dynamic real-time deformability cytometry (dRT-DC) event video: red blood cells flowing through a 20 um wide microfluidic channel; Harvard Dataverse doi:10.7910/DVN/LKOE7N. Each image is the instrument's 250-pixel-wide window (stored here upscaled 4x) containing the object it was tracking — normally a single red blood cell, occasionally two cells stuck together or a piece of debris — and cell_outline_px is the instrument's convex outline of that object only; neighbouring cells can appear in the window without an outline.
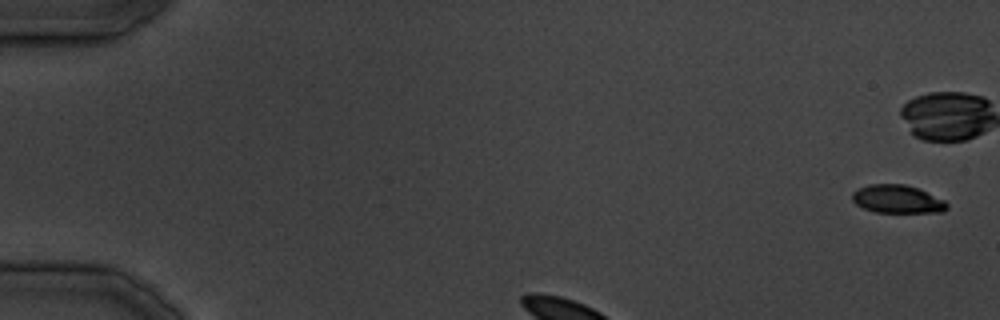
{"species": "common noctule bat (a hibernating species)", "species_latin": "Nyctalus noctula", "temperature_condition": "cold", "stored_images_in_passage": 10, "camera_frame_rate_fps": 3000, "um_per_image_px": 0.085, "animal": {"sex": "male", "body_mass_g": 19.5, "forearm_length_mm": 54.6}, "frame": {"image": 1, "passage_image": 1, "time_ms": 0.0, "image_size_px": [1000, 320], "cell_outline_px": [[948, 208], [944, 212], [876, 212], [864, 208], [856, 204], [852, 200], [852, 192], [868, 184], [904, 184], [916, 188], [944, 200], [948, 204]], "centroid_in_image_um": [76.27, 16.93], "position_along_channel_um": 8.7, "area_um2": 15.37}}